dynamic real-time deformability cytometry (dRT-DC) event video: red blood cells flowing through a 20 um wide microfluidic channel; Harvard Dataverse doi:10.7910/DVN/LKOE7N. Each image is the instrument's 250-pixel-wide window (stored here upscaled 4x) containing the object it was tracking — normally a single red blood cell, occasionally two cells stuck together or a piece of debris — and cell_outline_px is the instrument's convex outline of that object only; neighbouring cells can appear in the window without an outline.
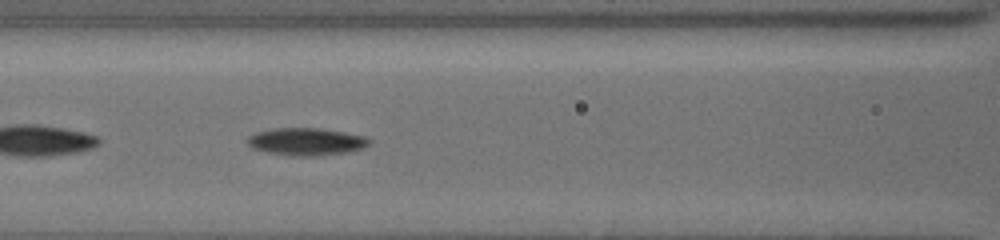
{"species": "common noctule bat (a hibernating species)", "species_latin": "Nyctalus noctula", "temperature_condition": "cold", "stored_images_in_passage": 38, "camera_frame_rate_fps": 3000, "um_per_image_px": 0.085, "animal": {"sex": "female", "body_mass_g": 19.5, "forearm_length_mm": 54.1}, "frame": {"image": 1, "passage_image": 9, "time_ms": 2.667, "image_size_px": [1000, 240], "cell_outline_px": [[372, 140], [364, 148], [348, 152], [320, 156], [288, 156], [268, 152], [252, 148], [248, 144], [248, 136], [256, 132], [276, 128], [320, 128], [368, 136]], "centroid_in_image_um": [26.08, 12.04], "position_along_channel_um": 140.5, "area_um2": 19.71}}
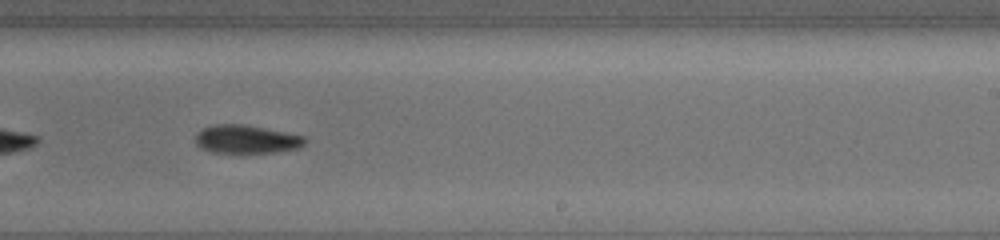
{"frame": {"image": 2, "passage_image": 19, "time_ms": 6.0, "image_size_px": [1000, 240], "cell_outline_px": [[308, 140], [300, 148], [280, 152], [244, 156], [240, 156], [212, 152], [200, 148], [196, 144], [196, 132], [204, 128], [216, 124], [244, 124], [308, 136]], "centroid_in_image_um": [20.99, 11.9], "position_along_channel_um": 268.0, "area_um2": 19.31}}
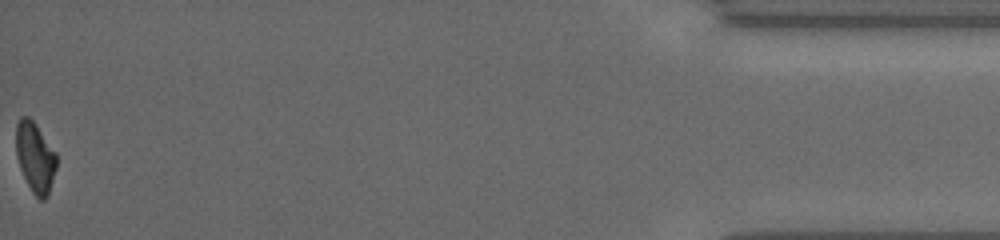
{"frame": {"image": 3, "passage_image": 38, "time_ms": 12.333, "image_size_px": [1000, 240], "cell_outline_px": [[56, 168], [48, 196], [44, 200], [40, 200], [32, 192], [20, 168], [16, 156], [16, 124], [20, 116], [28, 116], [32, 120], [56, 152]], "centroid_in_image_um": [2.98, 13.37], "position_along_channel_um": 432.2, "area_um2": 16.47}, "authors_computed_cell_mechanics": {"area_um2": 18.2648, "velocity_mm_per_s": 3.838, "shape_relaxation_time_tau1_ms": 3.5073, "shape_relaxation_time_tau2_ms": null, "deformation_change_tau1": 0.1071, "deformation_change_tau2": null}}